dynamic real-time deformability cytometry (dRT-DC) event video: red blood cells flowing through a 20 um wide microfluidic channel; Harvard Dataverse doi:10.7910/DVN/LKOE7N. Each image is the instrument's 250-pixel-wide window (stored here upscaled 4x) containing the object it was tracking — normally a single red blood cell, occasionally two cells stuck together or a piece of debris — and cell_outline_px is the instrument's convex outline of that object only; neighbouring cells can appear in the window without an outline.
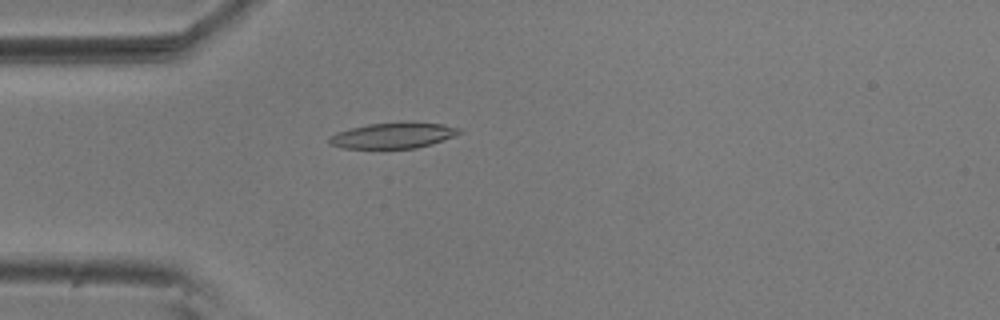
{"species": "common noctule bat (a hibernating species)", "species_latin": "Nyctalus noctula", "temperature_condition": "room temperature", "stored_images_in_passage": 55, "camera_frame_rate_fps": 3000, "um_per_image_px": 0.085, "animal": {"sex": "male", "body_mass_g": 20.5, "forearm_length_mm": 52.5}, "frame": {"image": 1, "passage_image": 15, "time_ms": 4.667, "image_size_px": [1000, 320], "cell_outline_px": [[464, 132], [432, 144], [416, 148], [344, 148], [328, 144], [328, 140], [336, 132], [368, 124], [440, 124], [460, 128]], "centroid_in_image_um": [33.4, 11.55], "position_along_channel_um": 51.6, "area_um2": 18.73}}
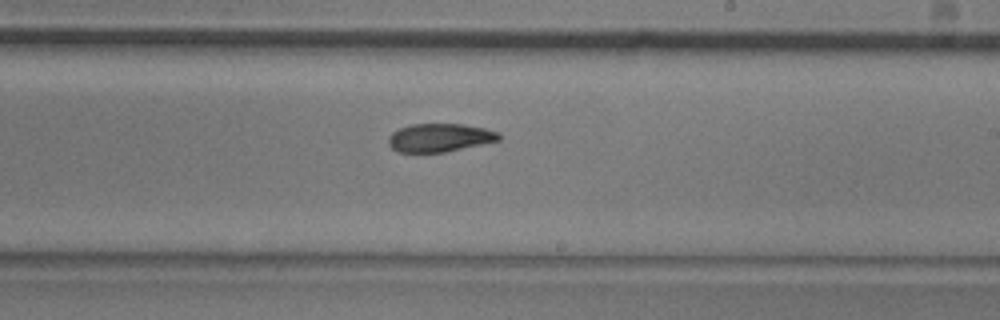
{"frame": {"image": 2, "passage_image": 32, "time_ms": 10.333, "image_size_px": [1000, 320], "cell_outline_px": [[500, 140], [444, 152], [400, 152], [392, 148], [388, 144], [388, 136], [392, 132], [400, 128], [412, 124], [464, 124], [484, 128], [500, 132]], "centroid_in_image_um": [37.37, 11.69], "position_along_channel_um": 251.6, "area_um2": 18.15}}
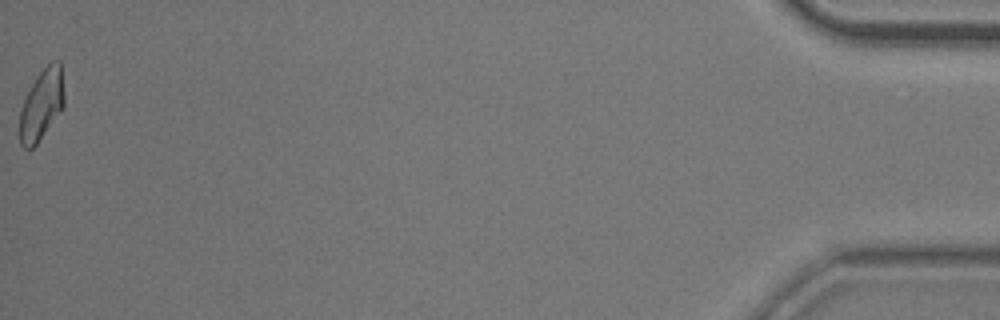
{"frame": {"image": 3, "passage_image": 55, "time_ms": 18.0, "image_size_px": [1000, 320], "cell_outline_px": [[64, 104], [60, 112], [36, 144], [32, 148], [24, 148], [20, 144], [20, 108], [36, 76], [52, 60], [60, 60], [64, 92]], "centroid_in_image_um": [3.54, 8.87], "position_along_channel_um": 431.7, "area_um2": 18.15}, "authors_computed_cell_mechanics": {"area_um2": 19.1896, "velocity_mm_per_s": 3.663, "shape_relaxation_time_tau1_ms": 7.7344, "shape_relaxation_time_tau2_ms": 3.9898, "deformation_change_tau1": 0.2009, "deformation_change_tau2": 0.1063}}